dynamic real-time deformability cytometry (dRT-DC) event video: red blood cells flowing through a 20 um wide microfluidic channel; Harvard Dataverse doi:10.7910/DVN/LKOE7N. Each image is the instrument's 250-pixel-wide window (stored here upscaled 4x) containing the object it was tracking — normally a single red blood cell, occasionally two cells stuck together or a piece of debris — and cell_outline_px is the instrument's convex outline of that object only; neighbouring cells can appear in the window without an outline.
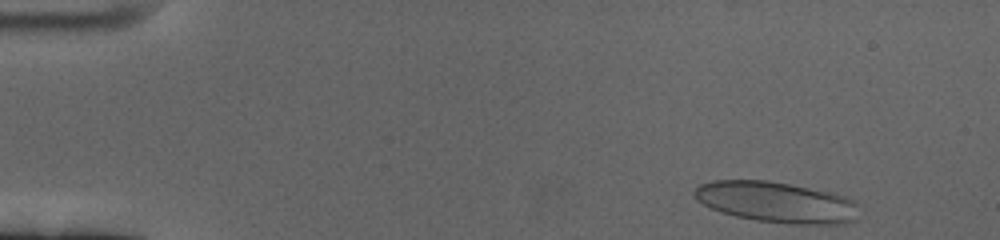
{"species": "human", "species_latin": "Homo sapiens", "temperature_condition": "cold", "stored_images_in_passage": 55, "camera_frame_rate_fps": 3000, "um_per_image_px": 0.085, "donor": {"sex": "female"}, "frame": {"image": 1, "passage_image": 1, "time_ms": 0.0, "image_size_px": [1000, 240], "cell_outline_px": [[856, 220], [844, 224], [788, 224], [756, 220], [736, 216], [720, 212], [696, 200], [692, 192], [700, 184], [712, 180], [768, 180], [836, 192], [856, 200]], "centroid_in_image_um": [66.02, 17.17], "position_along_channel_um": 19.0, "area_um2": 39.65}}
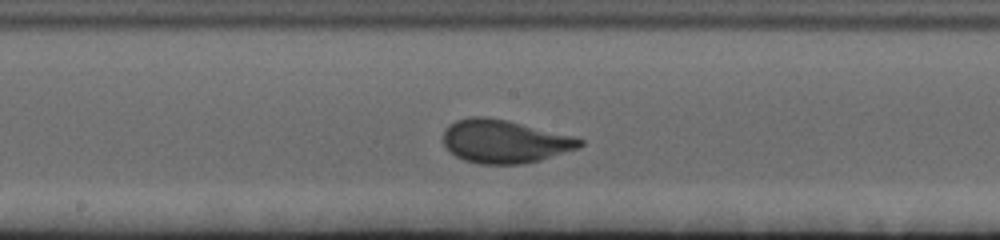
{"frame": {"image": 2, "passage_image": 27, "time_ms": 8.667, "image_size_px": [1000, 240], "cell_outline_px": [[584, 144], [576, 148], [540, 160], [524, 164], [480, 164], [464, 160], [448, 152], [444, 144], [444, 128], [448, 124], [456, 120], [472, 116], [484, 116], [504, 120], [572, 136], [584, 140]], "centroid_in_image_um": [42.82, 12.03], "position_along_channel_um": 205.4, "area_um2": 34.1}}
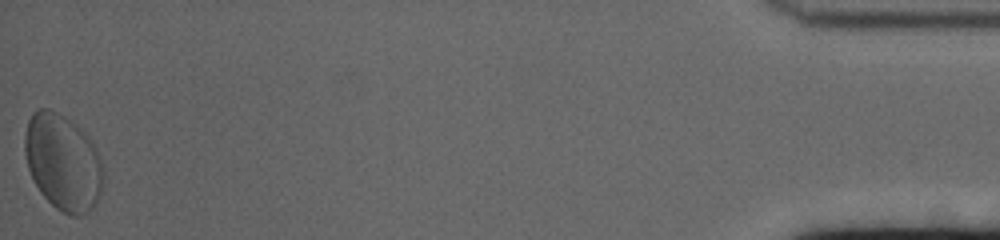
{"frame": {"image": 3, "passage_image": 55, "time_ms": 18.0, "image_size_px": [1000, 240], "cell_outline_px": [[104, 180], [100, 192], [92, 208], [88, 212], [80, 216], [72, 216], [56, 208], [40, 192], [28, 168], [24, 152], [24, 136], [28, 120], [32, 112], [40, 108], [48, 108], [64, 116], [76, 124], [88, 136], [100, 160], [104, 176]], "centroid_in_image_um": [5.33, 13.78], "position_along_channel_um": 429.9, "area_um2": 43.75}, "authors_computed_cell_mechanics": {"area_um2": 33.9286, "velocity_mm_per_s": 3.3561, "shape_relaxation_time_tau1_ms": 3.55, "shape_relaxation_time_tau2_ms": null, "deformation_change_tau1": 0.1477, "deformation_change_tau2": null}}